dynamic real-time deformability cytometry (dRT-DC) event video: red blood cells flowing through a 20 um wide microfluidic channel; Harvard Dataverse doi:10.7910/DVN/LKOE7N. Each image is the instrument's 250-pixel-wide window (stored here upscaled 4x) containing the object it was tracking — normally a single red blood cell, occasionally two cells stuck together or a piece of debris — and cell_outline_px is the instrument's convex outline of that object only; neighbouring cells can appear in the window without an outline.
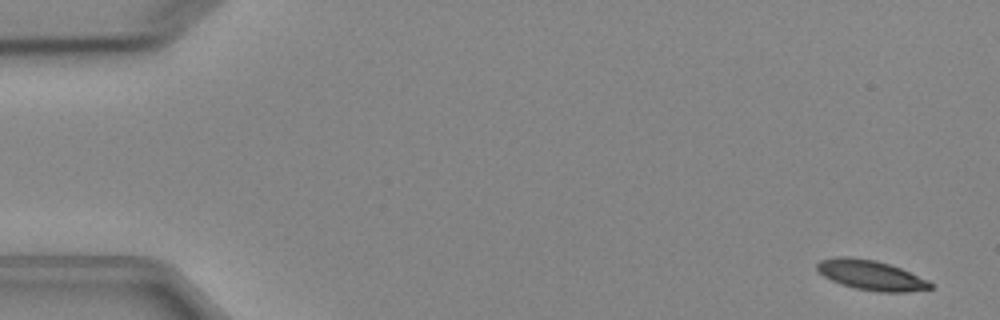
{"species": "Egyptian fruit bat (a non-hibernating species)", "species_latin": "Rousettus aegyptiacus", "temperature_condition": "cold", "stored_images_in_passage": 6, "camera_frame_rate_fps": 3000, "um_per_image_px": 0.085, "animal": {"sex": "female"}, "frame": {"image": 1, "passage_image": 1, "time_ms": 0.0, "image_size_px": [1000, 320], "cell_outline_px": [[932, 288], [908, 292], [880, 292], [856, 288], [840, 284], [824, 276], [816, 268], [816, 264], [820, 260], [836, 256], [848, 256], [876, 260], [900, 268], [928, 280], [932, 284]], "centroid_in_image_um": [74.01, 23.38], "position_along_channel_um": 11.0, "area_um2": 19.65}}
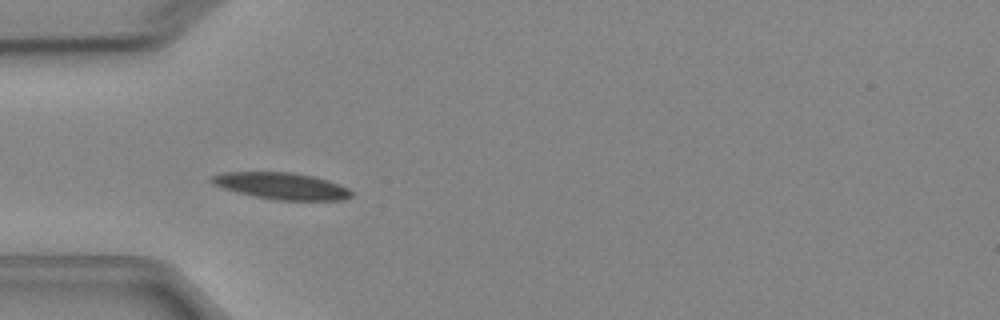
{"frame": {"image": 2, "passage_image": 5, "time_ms": 4.667, "image_size_px": [1000, 320], "cell_outline_px": [[352, 196], [344, 200], [276, 200], [236, 192], [212, 184], [208, 180], [212, 176], [220, 172], [292, 172], [312, 176], [328, 180], [340, 184], [348, 188], [352, 192]], "centroid_in_image_um": [23.92, 15.8], "position_along_channel_um": 61.1, "area_um2": 21.79}}